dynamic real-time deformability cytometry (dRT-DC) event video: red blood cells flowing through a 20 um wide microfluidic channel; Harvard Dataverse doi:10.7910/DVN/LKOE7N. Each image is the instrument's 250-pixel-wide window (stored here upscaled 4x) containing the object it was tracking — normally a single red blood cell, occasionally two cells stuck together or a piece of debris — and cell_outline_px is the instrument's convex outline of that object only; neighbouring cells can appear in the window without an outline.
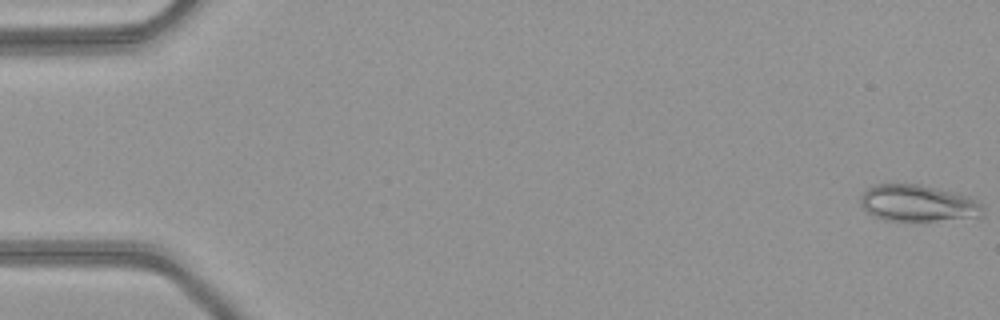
{"species": "common noctule bat (a hibernating species)", "species_latin": "Nyctalus noctula", "temperature_condition": "warm", "stored_images_in_passage": 51, "camera_frame_rate_fps": 3000, "um_per_image_px": 0.085, "animal": {"sex": "female", "body_mass_g": 21.9}, "frame": {"image": 1, "passage_image": 1, "time_ms": 0.0, "image_size_px": [1000, 320], "cell_outline_px": [[984, 212], [980, 216], [936, 220], [888, 220], [876, 216], [868, 212], [860, 204], [860, 196], [872, 184], [920, 184], [956, 192], [968, 196], [984, 204]], "centroid_in_image_um": [78.04, 17.25], "position_along_channel_um": 7.0, "area_um2": 25.95}}
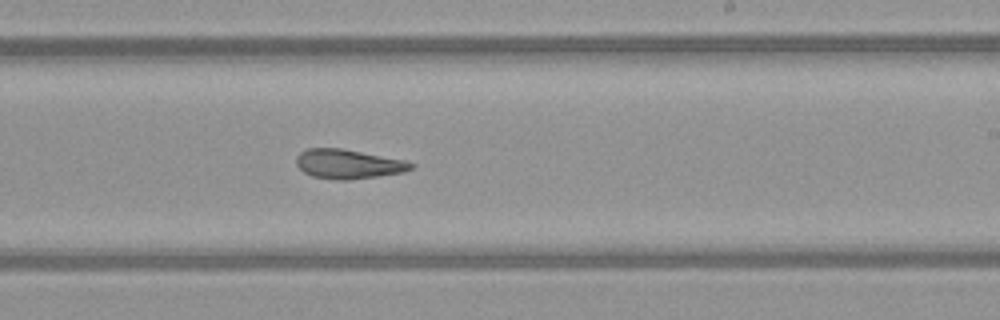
{"frame": {"image": 2, "passage_image": 31, "time_ms": 10.0, "image_size_px": [1000, 320], "cell_outline_px": [[416, 164], [412, 168], [404, 172], [348, 180], [336, 180], [312, 176], [304, 172], [296, 164], [296, 156], [300, 152], [308, 148], [340, 148], [404, 160]], "centroid_in_image_um": [29.58, 13.94], "position_along_channel_um": 259.4, "area_um2": 19.48}}
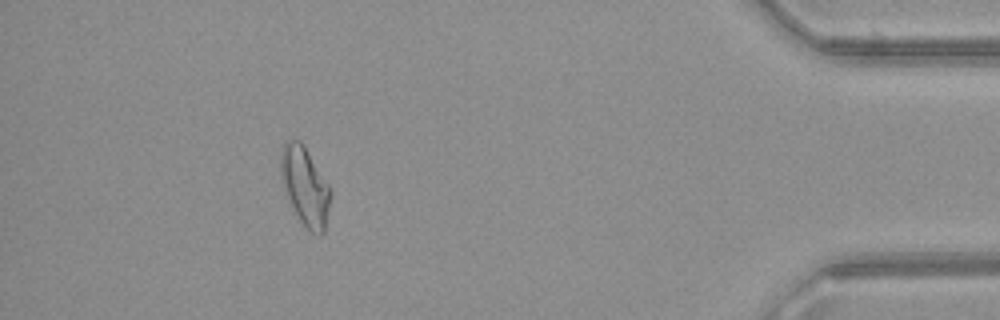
{"frame": {"image": 3, "passage_image": 46, "time_ms": 15.0, "image_size_px": [1000, 320], "cell_outline_px": [[328, 208], [324, 232], [320, 236], [312, 232], [300, 220], [288, 200], [284, 192], [280, 176], [280, 152], [284, 144], [288, 140], [300, 140], [328, 184]], "centroid_in_image_um": [25.86, 15.81], "position_along_channel_um": 409.3, "area_um2": 22.14}, "authors_computed_cell_mechanics": {"area_um2": 21.386, "velocity_mm_per_s": 4.1146, "shape_relaxation_time_tau1_ms": null, "shape_relaxation_time_tau2_ms": 3.4451, "deformation_change_tau1": null, "deformation_change_tau2": 0.1313}}